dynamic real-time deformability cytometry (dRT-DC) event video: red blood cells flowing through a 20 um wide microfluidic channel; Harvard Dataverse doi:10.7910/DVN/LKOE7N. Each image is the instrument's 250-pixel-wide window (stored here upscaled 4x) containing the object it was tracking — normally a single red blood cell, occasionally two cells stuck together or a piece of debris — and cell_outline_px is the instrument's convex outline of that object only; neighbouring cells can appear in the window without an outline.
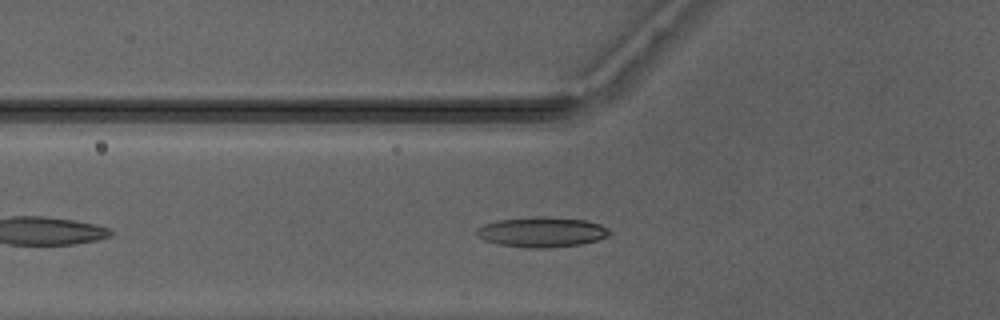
{"species": "Egyptian fruit bat (a non-hibernating species)", "species_latin": "Rousettus aegyptiacus", "temperature_condition": "warm", "stored_images_in_passage": 40, "camera_frame_rate_fps": 3000, "um_per_image_px": 0.085, "animal": {"sex": "male"}, "frame": {"image": 1, "passage_image": 7, "time_ms": 2.0, "image_size_px": [1000, 320], "cell_outline_px": [[612, 232], [608, 236], [596, 240], [580, 244], [548, 248], [532, 248], [496, 244], [484, 240], [476, 236], [476, 228], [484, 224], [496, 220], [540, 216], [548, 216], [588, 220], [600, 224], [608, 228]], "centroid_in_image_um": [46.04, 19.71], "position_along_channel_um": 79.8, "area_um2": 23.58}}
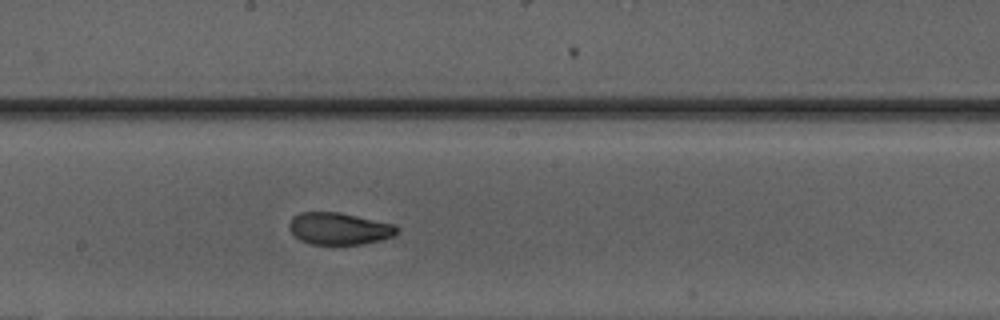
{"frame": {"image": 2, "passage_image": 17, "time_ms": 5.333, "image_size_px": [1000, 320], "cell_outline_px": [[400, 228], [392, 236], [380, 240], [364, 244], [312, 244], [300, 240], [288, 228], [288, 224], [292, 216], [300, 212], [340, 212], [396, 224]], "centroid_in_image_um": [28.82, 19.42], "position_along_channel_um": 219.4, "area_um2": 20.23}}
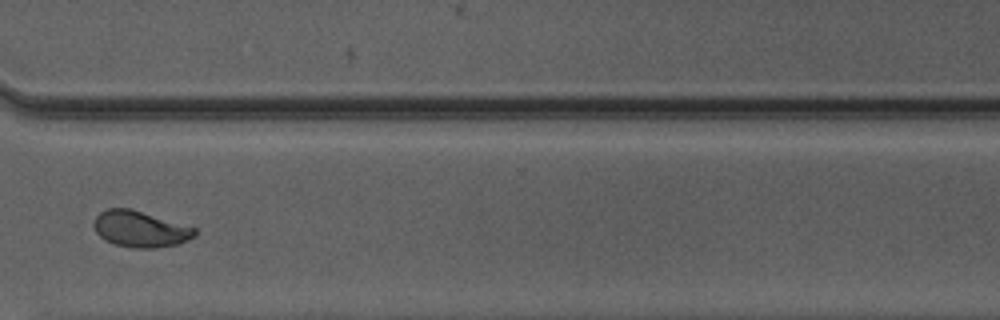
{"frame": {"image": 3, "passage_image": 27, "time_ms": 8.667, "image_size_px": [1000, 320], "cell_outline_px": [[196, 236], [176, 244], [156, 248], [136, 248], [116, 244], [104, 240], [96, 232], [92, 224], [96, 216], [100, 212], [108, 208], [128, 208], [196, 228]], "centroid_in_image_um": [11.88, 19.47], "position_along_channel_um": 358.7, "area_um2": 20.98}, "authors_computed_cell_mechanics": {"area_um2": 20.6924, "velocity_mm_per_s": 4.1834, "shape_relaxation_time_tau1_ms": 7.9631, "shape_relaxation_time_tau2_ms": 1.0989, "deformation_change_tau1": 0.2084, "deformation_change_tau2": 0.0628}}